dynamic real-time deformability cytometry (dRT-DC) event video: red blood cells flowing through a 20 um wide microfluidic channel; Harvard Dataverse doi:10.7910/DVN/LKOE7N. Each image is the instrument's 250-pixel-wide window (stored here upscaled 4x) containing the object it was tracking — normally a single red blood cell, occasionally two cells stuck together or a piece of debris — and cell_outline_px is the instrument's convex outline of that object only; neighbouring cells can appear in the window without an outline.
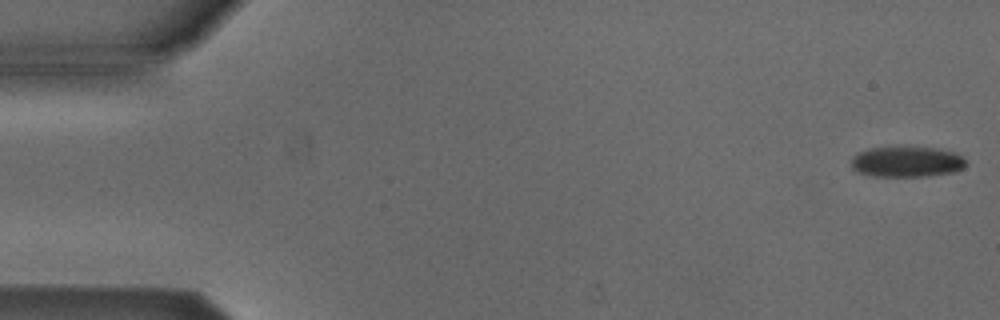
{"species": "Egyptian fruit bat (a non-hibernating species)", "species_latin": "Rousettus aegyptiacus", "temperature_condition": "cold", "stored_images_in_passage": 15, "camera_frame_rate_fps": 3000, "um_per_image_px": 0.085, "animal": {"sex": "male"}, "frame": {"image": 1, "passage_image": 1, "time_ms": 0.0, "image_size_px": [1000, 320], "cell_outline_px": [[964, 168], [952, 172], [928, 176], [872, 176], [856, 172], [852, 168], [852, 156], [860, 152], [872, 148], [932, 148], [956, 152], [964, 160]], "centroid_in_image_um": [77.05, 13.77], "position_along_channel_um": 8.0, "area_um2": 20.06}}
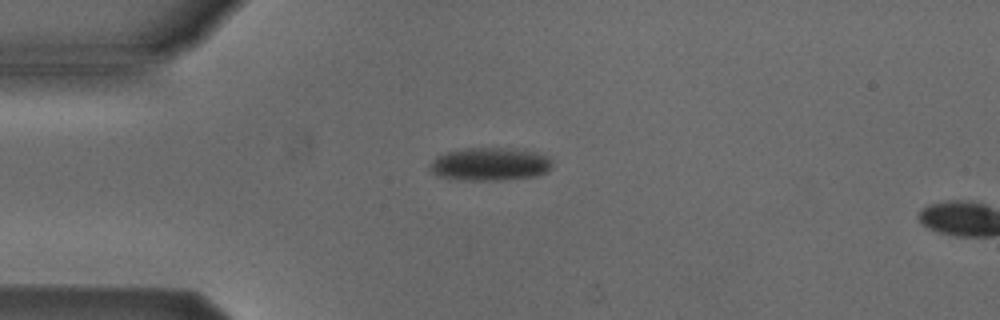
{"frame": {"image": 2, "passage_image": 13, "time_ms": 4.0, "image_size_px": [1000, 320], "cell_outline_px": [[552, 164], [548, 172], [536, 176], [500, 180], [460, 180], [436, 176], [428, 168], [428, 164], [436, 156], [448, 152], [464, 148], [500, 148], [532, 152], [544, 156]], "centroid_in_image_um": [41.54, 13.97], "position_along_channel_um": 43.5, "area_um2": 23.35}}